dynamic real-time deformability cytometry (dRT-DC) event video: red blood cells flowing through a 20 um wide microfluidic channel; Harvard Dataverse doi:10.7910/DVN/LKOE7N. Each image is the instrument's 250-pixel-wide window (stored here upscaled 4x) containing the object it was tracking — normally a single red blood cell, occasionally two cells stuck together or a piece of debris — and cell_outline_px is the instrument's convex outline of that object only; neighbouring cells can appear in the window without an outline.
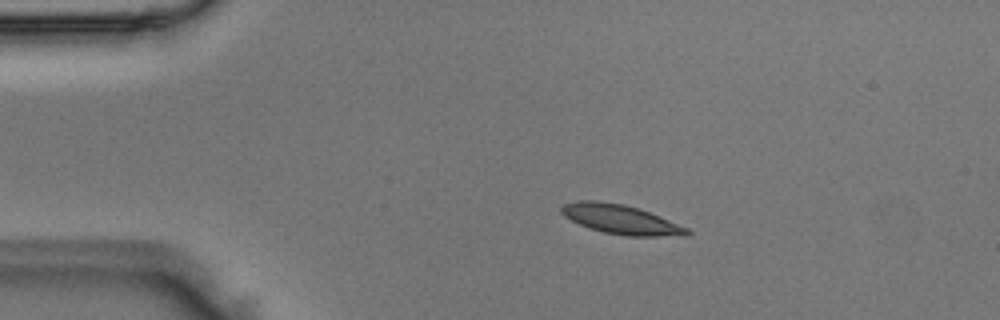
{"species": "Egyptian fruit bat (a non-hibernating species)", "species_latin": "Rousettus aegyptiacus", "temperature_condition": "room temperature", "stored_images_in_passage": 5, "camera_frame_rate_fps": 3000, "um_per_image_px": 0.085, "animal": {"sex": "male"}, "frame": {"image": 1, "passage_image": 2, "time_ms": 0.333, "image_size_px": [1000, 320], "cell_outline_px": [[692, 232], [688, 236], [628, 236], [604, 232], [588, 228], [564, 216], [560, 212], [560, 208], [564, 204], [580, 200], [596, 200], [624, 204], [640, 208], [688, 228]], "centroid_in_image_um": [52.79, 18.65], "position_along_channel_um": 32.2, "area_um2": 21.56}}
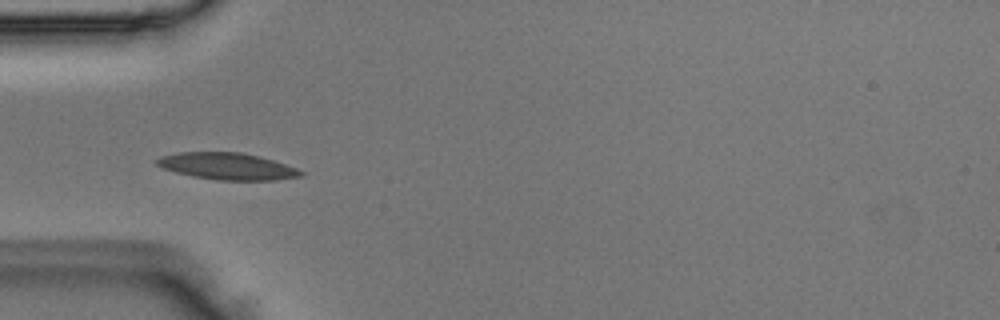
{"frame": {"image": 2, "passage_image": 3, "time_ms": 0.667, "image_size_px": [1000, 320], "cell_outline_px": [[304, 176], [276, 180], [220, 180], [192, 176], [176, 172], [164, 168], [156, 164], [156, 160], [160, 156], [180, 152], [240, 152], [272, 160], [296, 168], [304, 172]], "centroid_in_image_um": [19.32, 14.13], "position_along_channel_um": 65.7, "area_um2": 22.25}}
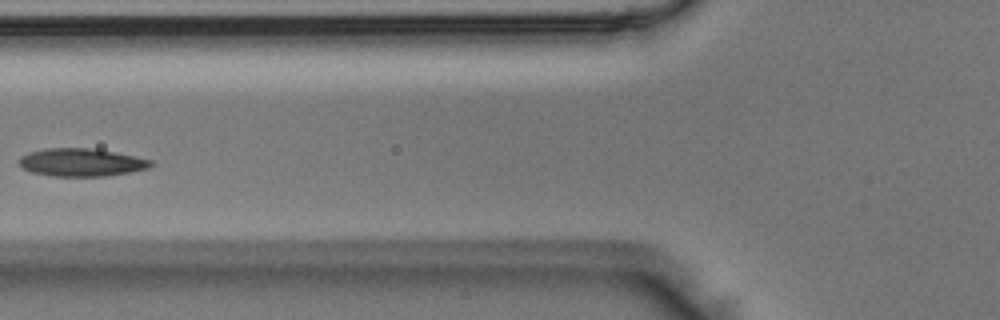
{"frame": {"image": 3, "passage_image": 4, "time_ms": 1.0, "image_size_px": [1000, 320], "cell_outline_px": [[152, 164], [148, 168], [108, 176], [52, 176], [32, 172], [24, 168], [16, 160], [20, 156], [28, 152], [44, 148], [92, 148], [152, 160]], "centroid_in_image_um": [6.85, 13.8], "position_along_channel_um": 119.0, "area_um2": 21.27}}